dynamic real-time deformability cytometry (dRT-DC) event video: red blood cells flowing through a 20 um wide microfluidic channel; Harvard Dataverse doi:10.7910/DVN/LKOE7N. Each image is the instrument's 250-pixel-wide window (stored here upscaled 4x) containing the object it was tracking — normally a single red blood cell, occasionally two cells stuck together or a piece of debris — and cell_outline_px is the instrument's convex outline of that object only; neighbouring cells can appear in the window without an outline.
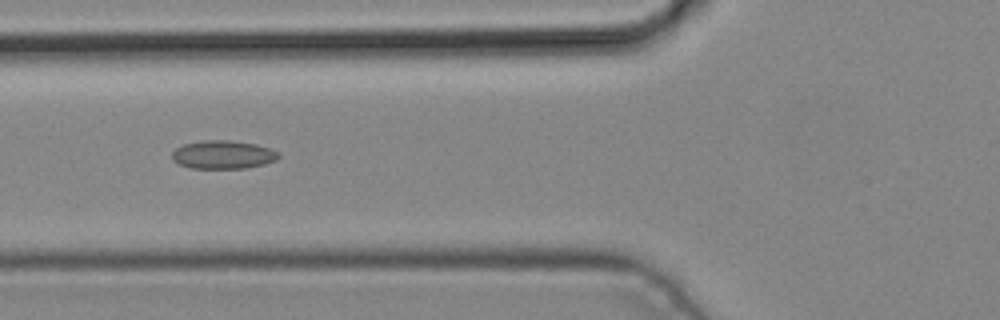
{"species": "common noctule bat (a hibernating species)", "species_latin": "Nyctalus noctula", "temperature_condition": "cold", "stored_images_in_passage": 4, "camera_frame_rate_fps": 3000, "um_per_image_px": 0.085, "animal": {"sex": "male", "body_mass_g": 19.2, "forearm_length_mm": 51.8}, "frame": {"image": 1, "passage_image": 4, "time_ms": 1.0, "image_size_px": [1000, 320], "cell_outline_px": [[280, 156], [276, 160], [264, 164], [244, 168], [192, 168], [180, 164], [172, 160], [172, 152], [176, 148], [184, 144], [204, 140], [228, 140], [256, 144], [280, 152]], "centroid_in_image_um": [18.96, 13.14], "position_along_channel_um": 106.8, "area_um2": 17.51}}